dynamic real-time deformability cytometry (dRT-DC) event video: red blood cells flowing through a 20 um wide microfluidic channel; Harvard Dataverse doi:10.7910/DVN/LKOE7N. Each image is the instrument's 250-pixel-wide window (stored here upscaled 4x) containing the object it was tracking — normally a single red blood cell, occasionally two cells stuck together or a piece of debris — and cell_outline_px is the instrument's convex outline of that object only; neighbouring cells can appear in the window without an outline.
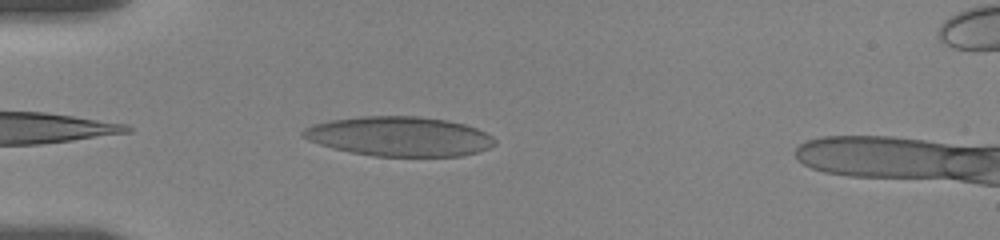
{"species": "human", "species_latin": "Homo sapiens", "temperature_condition": "room temperature", "stored_images_in_passage": 38, "camera_frame_rate_fps": 3000, "um_per_image_px": 0.085, "donor": {"sex": "female"}, "frame": {"image": 1, "passage_image": 3, "time_ms": 0.667, "image_size_px": [1000, 240], "cell_outline_px": [[496, 144], [488, 148], [476, 152], [460, 156], [372, 156], [332, 148], [308, 140], [300, 136], [300, 132], [304, 128], [312, 124], [328, 120], [360, 116], [416, 116], [448, 120], [464, 124], [476, 128], [492, 136], [496, 140]], "centroid_in_image_um": [33.9, 11.59], "position_along_channel_um": 51.1, "area_um2": 44.39}}
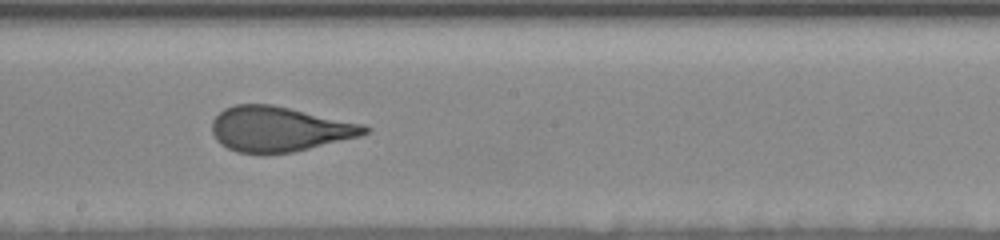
{"frame": {"image": 2, "passage_image": 21, "time_ms": 6.0, "image_size_px": [1000, 240], "cell_outline_px": [[372, 128], [368, 132], [360, 136], [292, 152], [236, 152], [220, 144], [216, 140], [212, 132], [212, 120], [224, 108], [236, 104], [272, 104], [364, 124]], "centroid_in_image_um": [23.73, 10.95], "position_along_channel_um": 224.5, "area_um2": 39.71}}
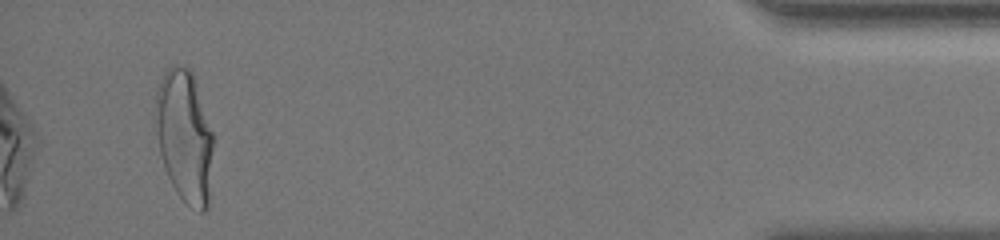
{"frame": {"image": 3, "passage_image": 38, "time_ms": 13.333, "image_size_px": [1000, 240], "cell_outline_px": [[212, 148], [208, 208], [204, 212], [200, 212], [188, 204], [176, 192], [168, 176], [160, 152], [152, 124], [156, 92], [160, 80], [164, 72], [172, 64], [176, 64], [188, 68], [192, 72], [196, 80], [212, 132]], "centroid_in_image_um": [15.64, 11.51], "position_along_channel_um": 419.6, "area_um2": 44.85}, "authors_computed_cell_mechanics": {"area_um2": 40.6912, "velocity_mm_per_s": 3.5236, "shape_relaxation_time_tau1_ms": 6.0986, "shape_relaxation_time_tau2_ms": 0.7744, "deformation_change_tau1": 0.201, "deformation_change_tau2": 0.0837}}